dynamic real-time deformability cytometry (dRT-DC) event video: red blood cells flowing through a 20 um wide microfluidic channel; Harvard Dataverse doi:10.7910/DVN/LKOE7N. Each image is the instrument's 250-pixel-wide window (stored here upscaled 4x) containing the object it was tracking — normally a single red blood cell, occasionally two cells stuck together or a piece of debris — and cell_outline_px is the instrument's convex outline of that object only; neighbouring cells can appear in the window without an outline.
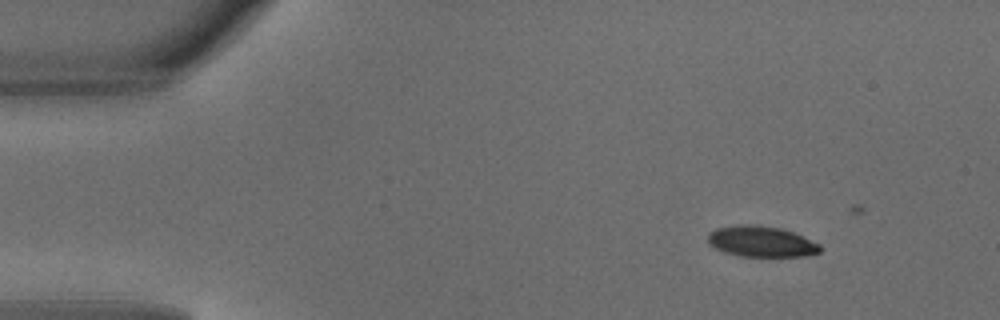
{"species": "common noctule bat (a hibernating species)", "species_latin": "Nyctalus noctula", "temperature_condition": "warm", "stored_images_in_passage": 5, "camera_frame_rate_fps": 3000, "um_per_image_px": 0.085, "animal": {"sex": "male", "body_mass_g": 18.8}, "frame": {"image": 1, "passage_image": 1, "time_ms": 0.0, "image_size_px": [1000, 320], "cell_outline_px": [[820, 252], [808, 256], [740, 256], [724, 252], [716, 248], [708, 240], [708, 232], [716, 228], [740, 224], [756, 224], [780, 228], [792, 232], [820, 244]], "centroid_in_image_um": [64.7, 20.52], "position_along_channel_um": 20.3, "area_um2": 20.06}}